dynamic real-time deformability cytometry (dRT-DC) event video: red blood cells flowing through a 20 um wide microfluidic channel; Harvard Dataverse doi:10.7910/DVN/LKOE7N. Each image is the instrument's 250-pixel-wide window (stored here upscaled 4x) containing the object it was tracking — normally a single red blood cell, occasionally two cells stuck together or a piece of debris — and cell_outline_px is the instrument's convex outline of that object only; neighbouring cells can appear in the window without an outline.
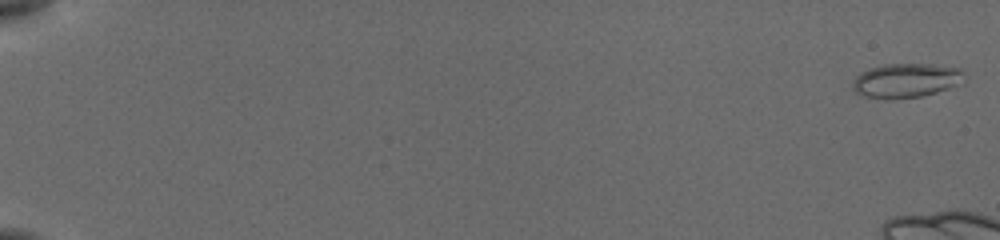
{"species": "common noctule bat (a hibernating species)", "species_latin": "Nyctalus noctula", "temperature_condition": "cold", "stored_images_in_passage": 15, "camera_frame_rate_fps": 3000, "um_per_image_px": 0.085, "animal": {"sex": "female", "body_mass_g": 19.5, "forearm_length_mm": 54.1}, "frame": {"image": 1, "passage_image": 1, "time_ms": 0.0, "image_size_px": [1000, 240], "cell_outline_px": [[964, 84], [924, 96], [864, 96], [856, 92], [852, 88], [852, 80], [860, 72], [884, 64], [928, 64], [960, 68]], "centroid_in_image_um": [77.05, 6.8], "position_along_channel_um": 7.9, "area_um2": 21.68}}